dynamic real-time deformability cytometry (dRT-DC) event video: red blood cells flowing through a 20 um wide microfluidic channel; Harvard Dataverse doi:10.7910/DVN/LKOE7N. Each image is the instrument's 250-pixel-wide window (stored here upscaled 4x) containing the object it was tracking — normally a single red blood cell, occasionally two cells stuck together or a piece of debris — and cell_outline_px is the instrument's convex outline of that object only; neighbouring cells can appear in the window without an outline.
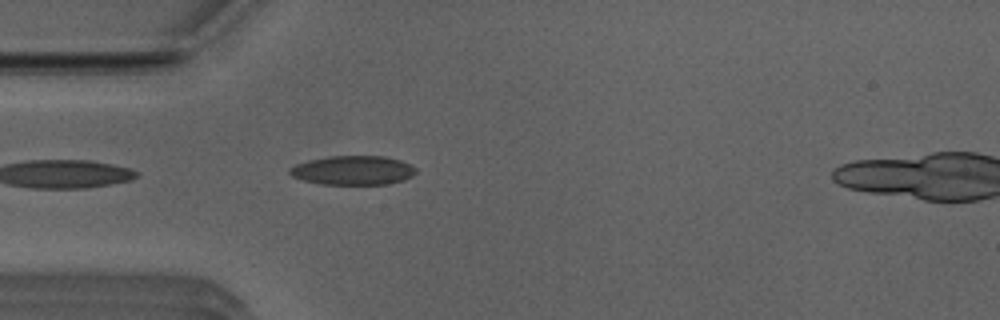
{"species": "Egyptian fruit bat (a non-hibernating species)", "species_latin": "Rousettus aegyptiacus", "temperature_condition": "room temperature", "stored_images_in_passage": 38, "camera_frame_rate_fps": 3000, "um_per_image_px": 0.085, "animal": {"sex": "male"}, "frame": {"image": 1, "passage_image": 2, "time_ms": 0.333, "image_size_px": [1000, 320], "cell_outline_px": [[416, 172], [412, 176], [404, 180], [388, 184], [320, 184], [304, 180], [292, 176], [288, 172], [288, 168], [296, 164], [308, 160], [328, 156], [384, 156], [400, 160], [416, 168]], "centroid_in_image_um": [29.99, 14.47], "position_along_channel_um": 55.0, "area_um2": 21.44}}
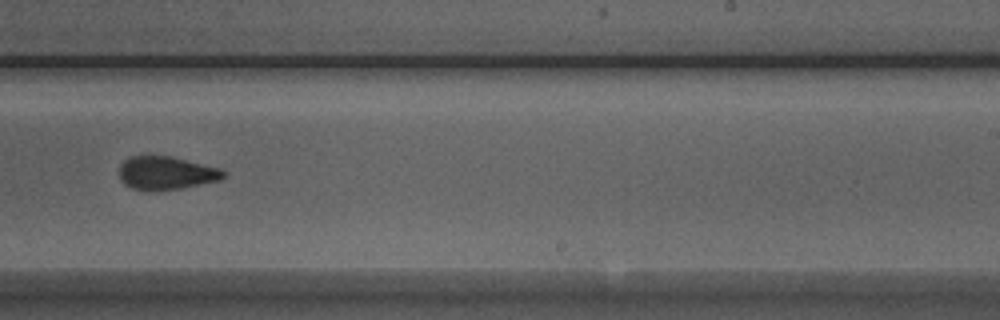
{"frame": {"image": 2, "passage_image": 19, "time_ms": 6.0, "image_size_px": [1000, 320], "cell_outline_px": [[228, 172], [220, 180], [180, 188], [132, 188], [124, 184], [120, 180], [120, 164], [128, 156], [172, 156], [220, 168]], "centroid_in_image_um": [14.15, 14.66], "position_along_channel_um": 274.9, "area_um2": 19.71}}
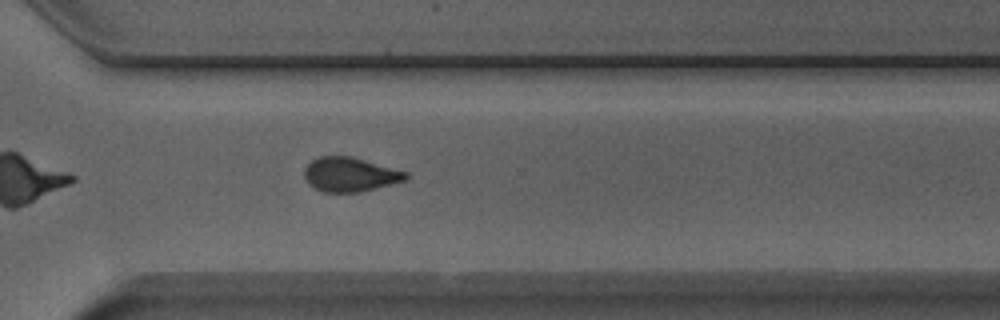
{"frame": {"image": 3, "passage_image": 24, "time_ms": 7.667, "image_size_px": [1000, 320], "cell_outline_px": [[408, 176], [404, 180], [360, 192], [320, 192], [312, 188], [308, 184], [304, 176], [304, 168], [312, 160], [320, 156], [352, 156], [408, 172]], "centroid_in_image_um": [29.7, 14.83], "position_along_channel_um": 340.9, "area_um2": 20.29}}